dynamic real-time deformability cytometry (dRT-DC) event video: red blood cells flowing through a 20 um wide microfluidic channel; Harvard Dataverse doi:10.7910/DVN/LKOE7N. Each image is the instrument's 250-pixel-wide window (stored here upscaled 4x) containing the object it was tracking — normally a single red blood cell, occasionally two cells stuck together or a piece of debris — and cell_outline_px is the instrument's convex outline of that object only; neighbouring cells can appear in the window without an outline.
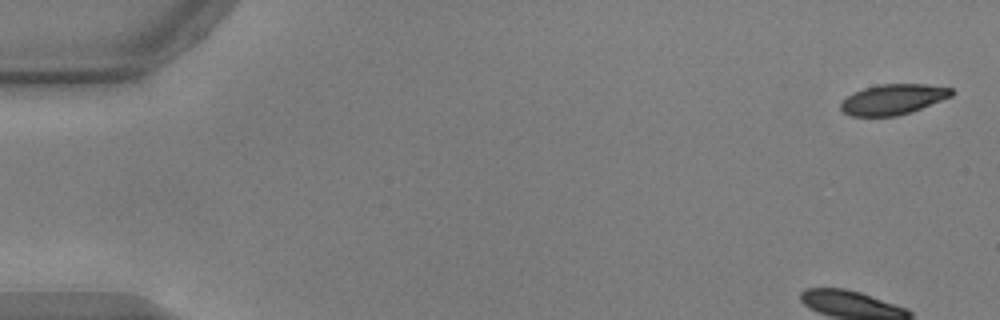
{"species": "common noctule bat (a hibernating species)", "species_latin": "Nyctalus noctula", "temperature_condition": "warm", "stored_images_in_passage": 15, "camera_frame_rate_fps": 3000, "um_per_image_px": 0.085, "animal": {"sex": "male", "body_mass_g": 17.9, "forearm_length_mm": 54.2}, "frame": {"image": 1, "passage_image": 1, "time_ms": 0.0, "image_size_px": [1000, 320], "cell_outline_px": [[956, 92], [952, 96], [912, 112], [896, 116], [852, 116], [844, 112], [840, 108], [840, 104], [848, 96], [864, 88], [880, 84], [924, 84], [952, 88]], "centroid_in_image_um": [75.96, 8.45], "position_along_channel_um": 9.0, "area_um2": 19.54}}